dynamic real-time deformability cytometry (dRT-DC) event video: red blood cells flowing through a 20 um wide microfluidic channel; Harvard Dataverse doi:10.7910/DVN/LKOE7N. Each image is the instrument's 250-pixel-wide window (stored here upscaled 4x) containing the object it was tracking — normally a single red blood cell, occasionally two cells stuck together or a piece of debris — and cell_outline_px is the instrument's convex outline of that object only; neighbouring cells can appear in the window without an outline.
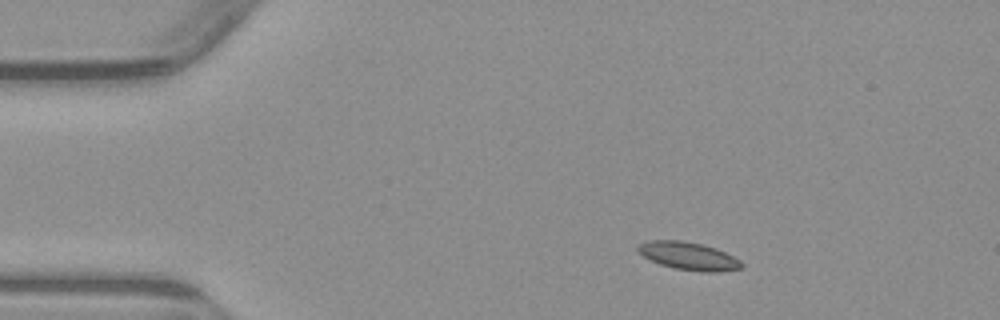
{"species": "common noctule bat (a hibernating species)", "species_latin": "Nyctalus noctula", "temperature_condition": "warm", "stored_images_in_passage": 4, "camera_frame_rate_fps": 3000, "um_per_image_px": 0.085, "animal": {"sex": "male", "body_mass_g": 23.1, "forearm_length_mm": 52.7}, "frame": {"image": 1, "passage_image": 1, "time_ms": 0.0, "image_size_px": [1000, 320], "cell_outline_px": [[744, 268], [716, 272], [704, 272], [672, 268], [660, 264], [644, 256], [636, 248], [640, 244], [648, 240], [680, 240], [704, 244], [716, 248], [740, 260], [744, 264]], "centroid_in_image_um": [58.56, 21.76], "position_along_channel_um": 26.4, "area_um2": 16.82}}
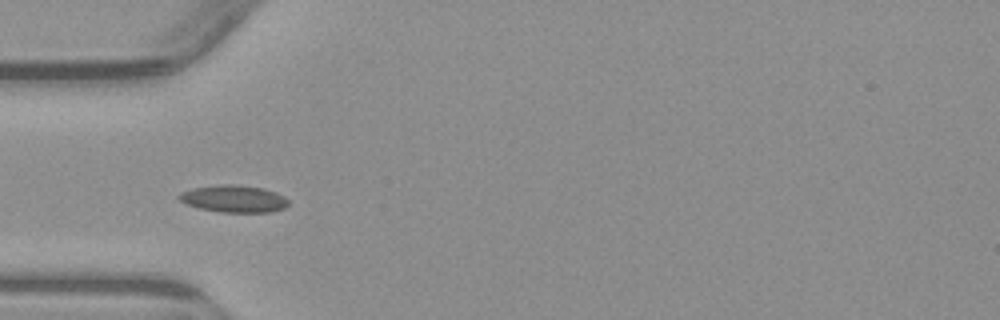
{"frame": {"image": 2, "passage_image": 3, "time_ms": 2.667, "image_size_px": [1000, 320], "cell_outline_px": [[288, 204], [284, 208], [272, 212], [220, 212], [200, 208], [188, 204], [180, 200], [176, 196], [192, 188], [224, 184], [232, 184], [264, 188], [276, 192], [284, 196], [288, 200]], "centroid_in_image_um": [19.91, 16.89], "position_along_channel_um": 65.1, "area_um2": 17.17}}
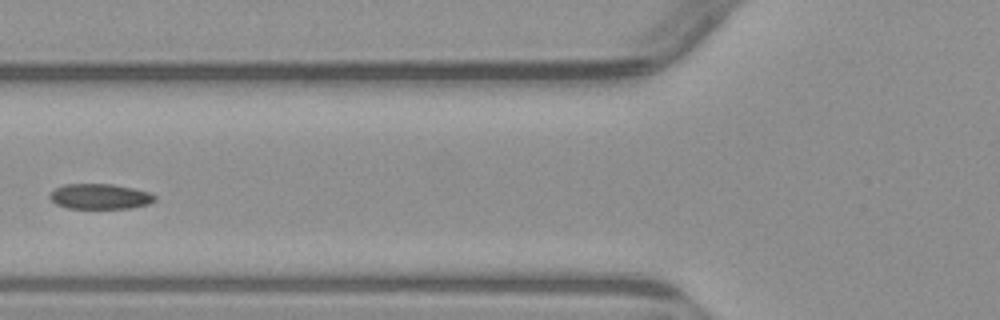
{"frame": {"image": 3, "passage_image": 4, "time_ms": 4.0, "image_size_px": [1000, 320], "cell_outline_px": [[156, 200], [148, 204], [128, 208], [68, 208], [56, 204], [48, 196], [56, 188], [64, 184], [112, 184], [152, 192], [156, 196]], "centroid_in_image_um": [8.52, 16.69], "position_along_channel_um": 117.3, "area_um2": 15.43}}